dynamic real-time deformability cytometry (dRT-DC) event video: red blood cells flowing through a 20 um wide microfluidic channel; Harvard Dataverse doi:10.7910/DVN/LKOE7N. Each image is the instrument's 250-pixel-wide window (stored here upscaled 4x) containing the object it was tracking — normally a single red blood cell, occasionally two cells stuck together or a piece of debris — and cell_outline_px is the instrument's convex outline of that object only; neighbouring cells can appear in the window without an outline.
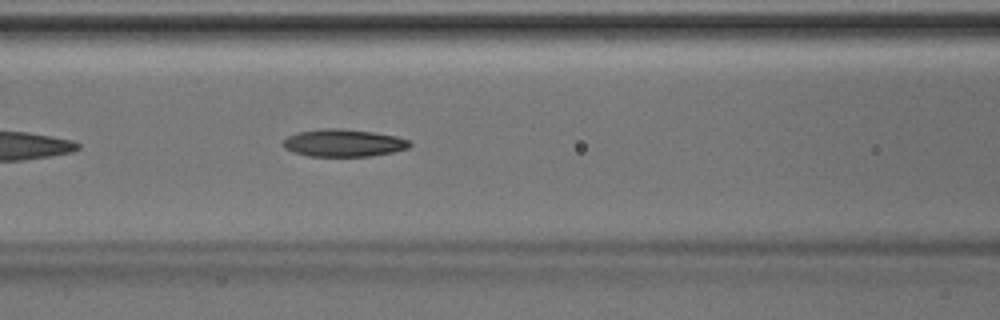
{"species": "Egyptian fruit bat (a non-hibernating species)", "species_latin": "Rousettus aegyptiacus", "temperature_condition": "room temperature", "stored_images_in_passage": 15, "camera_frame_rate_fps": 3000, "um_per_image_px": 0.085, "animal": {"sex": "male"}, "frame": {"image": 1, "passage_image": 7, "time_ms": 2.0, "image_size_px": [1000, 320], "cell_outline_px": [[412, 144], [408, 148], [392, 152], [368, 156], [308, 156], [292, 152], [284, 148], [284, 140], [288, 136], [296, 132], [320, 128], [340, 128], [372, 132], [396, 136], [408, 140]], "centroid_in_image_um": [29.16, 12.14], "position_along_channel_um": 137.4, "area_um2": 20.23}}
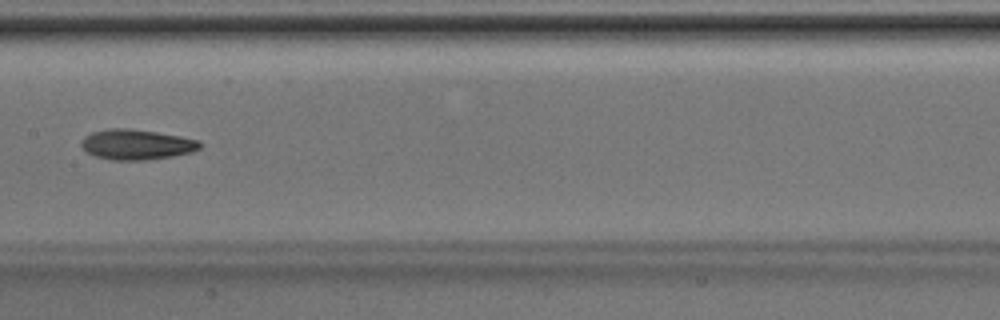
{"frame": {"image": 2, "passage_image": 11, "time_ms": 3.333, "image_size_px": [1000, 320], "cell_outline_px": [[204, 144], [200, 148], [192, 152], [172, 156], [148, 160], [112, 160], [96, 156], [88, 152], [80, 144], [84, 136], [92, 132], [112, 128], [128, 128], [156, 132], [180, 136], [200, 140]], "centroid_in_image_um": [11.65, 12.28], "position_along_channel_um": 195.8, "area_um2": 20.92}}